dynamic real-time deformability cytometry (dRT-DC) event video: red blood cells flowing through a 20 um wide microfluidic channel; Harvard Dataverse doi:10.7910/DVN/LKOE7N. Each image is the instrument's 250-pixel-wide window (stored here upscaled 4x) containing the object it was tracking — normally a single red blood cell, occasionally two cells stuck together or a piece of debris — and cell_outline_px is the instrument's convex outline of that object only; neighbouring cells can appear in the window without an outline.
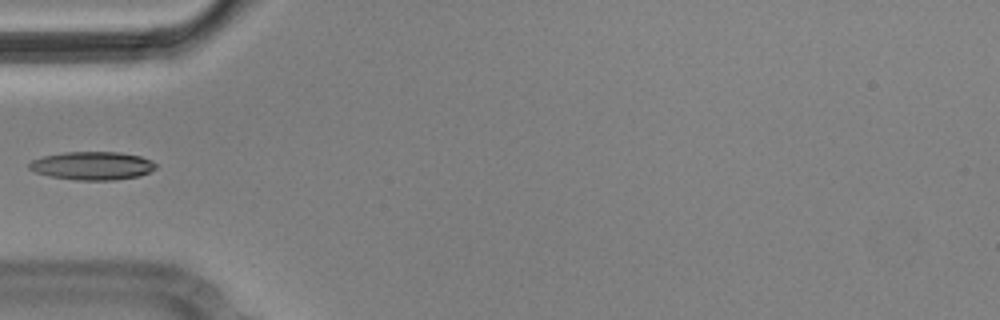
{"species": "Egyptian fruit bat (a non-hibernating species)", "species_latin": "Rousettus aegyptiacus", "temperature_condition": "cold", "stored_images_in_passage": 7, "camera_frame_rate_fps": 3000, "um_per_image_px": 0.085, "animal": {"sex": "male"}, "frame": {"image": 1, "passage_image": 6, "time_ms": 1.667, "image_size_px": [1000, 320], "cell_outline_px": [[156, 168], [140, 176], [112, 180], [76, 180], [52, 176], [36, 172], [28, 168], [28, 164], [32, 160], [44, 156], [64, 152], [120, 152], [140, 156], [156, 164]], "centroid_in_image_um": [7.84, 14.08], "position_along_channel_um": 77.2, "area_um2": 20.63}}